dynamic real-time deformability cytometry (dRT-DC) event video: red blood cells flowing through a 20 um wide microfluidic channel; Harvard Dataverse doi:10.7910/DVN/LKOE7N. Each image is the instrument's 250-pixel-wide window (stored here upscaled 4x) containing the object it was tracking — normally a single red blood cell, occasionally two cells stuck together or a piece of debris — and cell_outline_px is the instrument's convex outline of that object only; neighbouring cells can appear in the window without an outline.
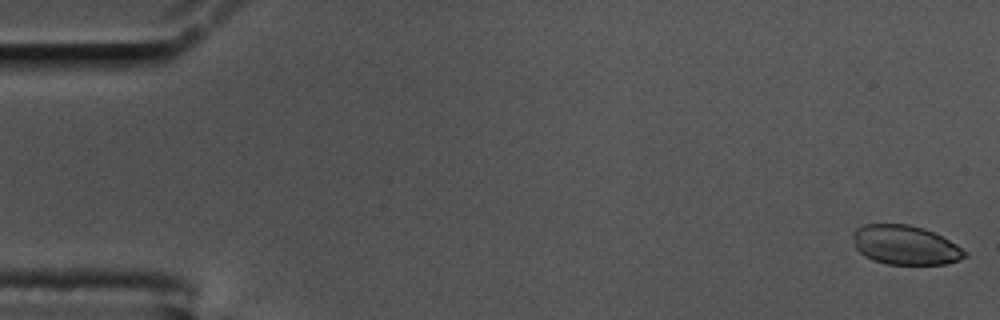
{"species": "common noctule bat (a hibernating species)", "species_latin": "Nyctalus noctula", "temperature_condition": "cold", "stored_images_in_passage": 57, "camera_frame_rate_fps": 3000, "um_per_image_px": 0.085, "animal": {"sex": "male", "body_mass_g": 17.5, "forearm_length_mm": 52.3}, "frame": {"image": 1, "passage_image": 1, "time_ms": 0.0, "image_size_px": [1000, 320], "cell_outline_px": [[968, 256], [944, 264], [888, 264], [872, 260], [864, 256], [856, 248], [852, 236], [852, 232], [856, 228], [864, 224], [908, 224], [924, 228], [956, 244], [968, 252]], "centroid_in_image_um": [76.92, 20.82], "position_along_channel_um": 8.1, "area_um2": 25.55}}
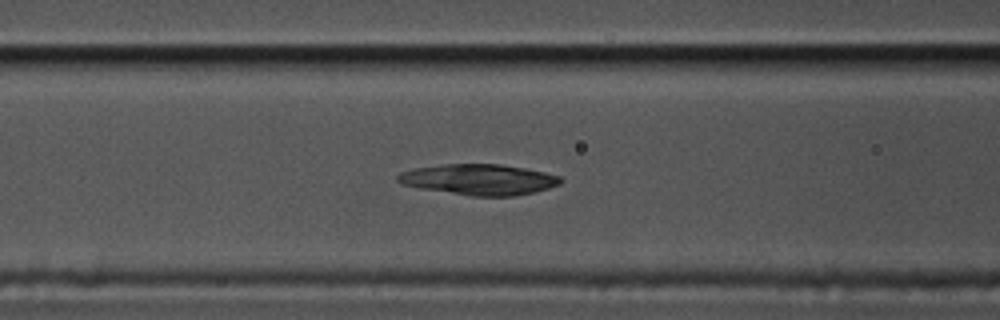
{"frame": {"image": 2, "passage_image": 23, "time_ms": 7.333, "image_size_px": [1000, 320], "cell_outline_px": [[564, 180], [560, 184], [536, 192], [516, 196], [468, 196], [420, 188], [400, 184], [396, 180], [396, 176], [400, 172], [416, 168], [444, 164], [500, 164], [524, 168], [544, 172], [560, 176]], "centroid_in_image_um": [40.72, 15.27], "position_along_channel_um": 125.9, "area_um2": 29.36}}
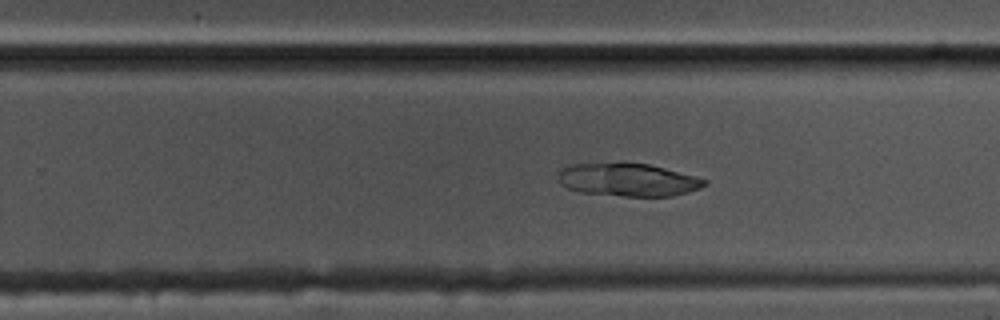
{"frame": {"image": 3, "passage_image": 36, "time_ms": 11.667, "image_size_px": [1000, 320], "cell_outline_px": [[708, 184], [700, 188], [688, 192], [672, 196], [624, 196], [580, 192], [568, 188], [560, 184], [560, 168], [572, 164], [624, 160], [648, 164], [696, 176], [708, 180]], "centroid_in_image_um": [53.38, 15.24], "position_along_channel_um": 276.4, "area_um2": 28.78}}